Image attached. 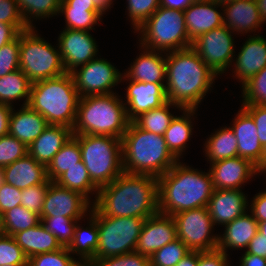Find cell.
I'll list each match as a JSON object with an SVG mask.
<instances>
[{
  "instance_id": "cell-1",
  "label": "cell",
  "mask_w": 266,
  "mask_h": 266,
  "mask_svg": "<svg viewBox=\"0 0 266 266\" xmlns=\"http://www.w3.org/2000/svg\"><path fill=\"white\" fill-rule=\"evenodd\" d=\"M158 178L123 172L99 188L94 206L109 217L149 218L158 213Z\"/></svg>"
},
{
  "instance_id": "cell-2",
  "label": "cell",
  "mask_w": 266,
  "mask_h": 266,
  "mask_svg": "<svg viewBox=\"0 0 266 266\" xmlns=\"http://www.w3.org/2000/svg\"><path fill=\"white\" fill-rule=\"evenodd\" d=\"M218 77L192 48L166 53L167 100L181 109H196Z\"/></svg>"
},
{
  "instance_id": "cell-3",
  "label": "cell",
  "mask_w": 266,
  "mask_h": 266,
  "mask_svg": "<svg viewBox=\"0 0 266 266\" xmlns=\"http://www.w3.org/2000/svg\"><path fill=\"white\" fill-rule=\"evenodd\" d=\"M213 191L210 171L206 173L178 161L158 177V212L173 216L194 208L207 207Z\"/></svg>"
},
{
  "instance_id": "cell-4",
  "label": "cell",
  "mask_w": 266,
  "mask_h": 266,
  "mask_svg": "<svg viewBox=\"0 0 266 266\" xmlns=\"http://www.w3.org/2000/svg\"><path fill=\"white\" fill-rule=\"evenodd\" d=\"M123 171L160 177L179 160L168 149L164 135L139 128L130 121L122 139Z\"/></svg>"
},
{
  "instance_id": "cell-5",
  "label": "cell",
  "mask_w": 266,
  "mask_h": 266,
  "mask_svg": "<svg viewBox=\"0 0 266 266\" xmlns=\"http://www.w3.org/2000/svg\"><path fill=\"white\" fill-rule=\"evenodd\" d=\"M80 95L71 73L33 82L28 106L40 113L49 125L73 129Z\"/></svg>"
},
{
  "instance_id": "cell-6",
  "label": "cell",
  "mask_w": 266,
  "mask_h": 266,
  "mask_svg": "<svg viewBox=\"0 0 266 266\" xmlns=\"http://www.w3.org/2000/svg\"><path fill=\"white\" fill-rule=\"evenodd\" d=\"M117 94V95H116ZM118 93L80 97L72 134L122 139L130 120Z\"/></svg>"
},
{
  "instance_id": "cell-7",
  "label": "cell",
  "mask_w": 266,
  "mask_h": 266,
  "mask_svg": "<svg viewBox=\"0 0 266 266\" xmlns=\"http://www.w3.org/2000/svg\"><path fill=\"white\" fill-rule=\"evenodd\" d=\"M73 136L78 140L89 177L98 188L110 184L124 172L121 139L88 134Z\"/></svg>"
},
{
  "instance_id": "cell-8",
  "label": "cell",
  "mask_w": 266,
  "mask_h": 266,
  "mask_svg": "<svg viewBox=\"0 0 266 266\" xmlns=\"http://www.w3.org/2000/svg\"><path fill=\"white\" fill-rule=\"evenodd\" d=\"M136 32L140 35V46L150 50L168 53L192 46L181 10L160 6Z\"/></svg>"
},
{
  "instance_id": "cell-9",
  "label": "cell",
  "mask_w": 266,
  "mask_h": 266,
  "mask_svg": "<svg viewBox=\"0 0 266 266\" xmlns=\"http://www.w3.org/2000/svg\"><path fill=\"white\" fill-rule=\"evenodd\" d=\"M90 213L96 219L99 235L93 260L135 252L145 218L105 216L94 205Z\"/></svg>"
},
{
  "instance_id": "cell-10",
  "label": "cell",
  "mask_w": 266,
  "mask_h": 266,
  "mask_svg": "<svg viewBox=\"0 0 266 266\" xmlns=\"http://www.w3.org/2000/svg\"><path fill=\"white\" fill-rule=\"evenodd\" d=\"M35 28L20 32L19 68L33 83L59 77L66 72L57 45L41 38Z\"/></svg>"
},
{
  "instance_id": "cell-11",
  "label": "cell",
  "mask_w": 266,
  "mask_h": 266,
  "mask_svg": "<svg viewBox=\"0 0 266 266\" xmlns=\"http://www.w3.org/2000/svg\"><path fill=\"white\" fill-rule=\"evenodd\" d=\"M179 238L190 251L207 252L217 249L218 234L207 207L194 208L173 215Z\"/></svg>"
},
{
  "instance_id": "cell-12",
  "label": "cell",
  "mask_w": 266,
  "mask_h": 266,
  "mask_svg": "<svg viewBox=\"0 0 266 266\" xmlns=\"http://www.w3.org/2000/svg\"><path fill=\"white\" fill-rule=\"evenodd\" d=\"M232 33L235 34L225 25H222L201 34L192 41L191 47L217 76L224 74L233 63L235 42Z\"/></svg>"
},
{
  "instance_id": "cell-13",
  "label": "cell",
  "mask_w": 266,
  "mask_h": 266,
  "mask_svg": "<svg viewBox=\"0 0 266 266\" xmlns=\"http://www.w3.org/2000/svg\"><path fill=\"white\" fill-rule=\"evenodd\" d=\"M78 67L70 73L80 97L114 93L113 88L123 82V73L107 59L97 57Z\"/></svg>"
},
{
  "instance_id": "cell-14",
  "label": "cell",
  "mask_w": 266,
  "mask_h": 266,
  "mask_svg": "<svg viewBox=\"0 0 266 266\" xmlns=\"http://www.w3.org/2000/svg\"><path fill=\"white\" fill-rule=\"evenodd\" d=\"M58 48L67 73L97 58L98 45L89 31L64 29L58 36Z\"/></svg>"
},
{
  "instance_id": "cell-15",
  "label": "cell",
  "mask_w": 266,
  "mask_h": 266,
  "mask_svg": "<svg viewBox=\"0 0 266 266\" xmlns=\"http://www.w3.org/2000/svg\"><path fill=\"white\" fill-rule=\"evenodd\" d=\"M90 206L92 204L80 193L50 181L40 217L84 218Z\"/></svg>"
},
{
  "instance_id": "cell-16",
  "label": "cell",
  "mask_w": 266,
  "mask_h": 266,
  "mask_svg": "<svg viewBox=\"0 0 266 266\" xmlns=\"http://www.w3.org/2000/svg\"><path fill=\"white\" fill-rule=\"evenodd\" d=\"M121 80L129 81V85L126 87V99L123 100V103L130 121H133L141 113L161 107L168 101L165 89L166 83L132 81L124 74Z\"/></svg>"
},
{
  "instance_id": "cell-17",
  "label": "cell",
  "mask_w": 266,
  "mask_h": 266,
  "mask_svg": "<svg viewBox=\"0 0 266 266\" xmlns=\"http://www.w3.org/2000/svg\"><path fill=\"white\" fill-rule=\"evenodd\" d=\"M175 239H177V226L174 217L158 212L146 218L135 252L150 257Z\"/></svg>"
},
{
  "instance_id": "cell-18",
  "label": "cell",
  "mask_w": 266,
  "mask_h": 266,
  "mask_svg": "<svg viewBox=\"0 0 266 266\" xmlns=\"http://www.w3.org/2000/svg\"><path fill=\"white\" fill-rule=\"evenodd\" d=\"M214 189H240L242 185L259 174L256 166L239 156L210 164Z\"/></svg>"
},
{
  "instance_id": "cell-19",
  "label": "cell",
  "mask_w": 266,
  "mask_h": 266,
  "mask_svg": "<svg viewBox=\"0 0 266 266\" xmlns=\"http://www.w3.org/2000/svg\"><path fill=\"white\" fill-rule=\"evenodd\" d=\"M218 8L223 10L215 0H196L183 11L186 30L191 41L223 25V12Z\"/></svg>"
},
{
  "instance_id": "cell-20",
  "label": "cell",
  "mask_w": 266,
  "mask_h": 266,
  "mask_svg": "<svg viewBox=\"0 0 266 266\" xmlns=\"http://www.w3.org/2000/svg\"><path fill=\"white\" fill-rule=\"evenodd\" d=\"M247 196L240 189H214L207 209L214 225L225 226L248 211Z\"/></svg>"
},
{
  "instance_id": "cell-21",
  "label": "cell",
  "mask_w": 266,
  "mask_h": 266,
  "mask_svg": "<svg viewBox=\"0 0 266 266\" xmlns=\"http://www.w3.org/2000/svg\"><path fill=\"white\" fill-rule=\"evenodd\" d=\"M232 72L243 85L251 77L266 67V39L262 35L253 34L246 39L240 52L234 55Z\"/></svg>"
},
{
  "instance_id": "cell-22",
  "label": "cell",
  "mask_w": 266,
  "mask_h": 266,
  "mask_svg": "<svg viewBox=\"0 0 266 266\" xmlns=\"http://www.w3.org/2000/svg\"><path fill=\"white\" fill-rule=\"evenodd\" d=\"M233 125V126H232ZM232 128L238 140V156L249 160L261 170L263 146L259 142L258 131L252 117L241 107L234 117Z\"/></svg>"
},
{
  "instance_id": "cell-23",
  "label": "cell",
  "mask_w": 266,
  "mask_h": 266,
  "mask_svg": "<svg viewBox=\"0 0 266 266\" xmlns=\"http://www.w3.org/2000/svg\"><path fill=\"white\" fill-rule=\"evenodd\" d=\"M222 8L223 25L236 34L255 33L264 24L255 0H235Z\"/></svg>"
},
{
  "instance_id": "cell-24",
  "label": "cell",
  "mask_w": 266,
  "mask_h": 266,
  "mask_svg": "<svg viewBox=\"0 0 266 266\" xmlns=\"http://www.w3.org/2000/svg\"><path fill=\"white\" fill-rule=\"evenodd\" d=\"M141 53L123 73L129 80L145 83L166 82V53L140 46ZM165 54V55H164Z\"/></svg>"
},
{
  "instance_id": "cell-25",
  "label": "cell",
  "mask_w": 266,
  "mask_h": 266,
  "mask_svg": "<svg viewBox=\"0 0 266 266\" xmlns=\"http://www.w3.org/2000/svg\"><path fill=\"white\" fill-rule=\"evenodd\" d=\"M2 169L5 183L21 190L30 186L48 184L50 182L47 176V167L39 164L29 154Z\"/></svg>"
},
{
  "instance_id": "cell-26",
  "label": "cell",
  "mask_w": 266,
  "mask_h": 266,
  "mask_svg": "<svg viewBox=\"0 0 266 266\" xmlns=\"http://www.w3.org/2000/svg\"><path fill=\"white\" fill-rule=\"evenodd\" d=\"M224 227V233L218 235L217 249L226 255L230 249H247L250 241L259 231L258 221L248 211Z\"/></svg>"
},
{
  "instance_id": "cell-27",
  "label": "cell",
  "mask_w": 266,
  "mask_h": 266,
  "mask_svg": "<svg viewBox=\"0 0 266 266\" xmlns=\"http://www.w3.org/2000/svg\"><path fill=\"white\" fill-rule=\"evenodd\" d=\"M72 129L62 125H48L28 147V154L39 164L48 166L53 157L72 136Z\"/></svg>"
},
{
  "instance_id": "cell-28",
  "label": "cell",
  "mask_w": 266,
  "mask_h": 266,
  "mask_svg": "<svg viewBox=\"0 0 266 266\" xmlns=\"http://www.w3.org/2000/svg\"><path fill=\"white\" fill-rule=\"evenodd\" d=\"M47 120L28 105L17 112L12 109L9 119V135L23 142L27 147L37 139L48 126Z\"/></svg>"
},
{
  "instance_id": "cell-29",
  "label": "cell",
  "mask_w": 266,
  "mask_h": 266,
  "mask_svg": "<svg viewBox=\"0 0 266 266\" xmlns=\"http://www.w3.org/2000/svg\"><path fill=\"white\" fill-rule=\"evenodd\" d=\"M60 13L65 18L64 29L89 32L95 29L94 25L99 24L103 16L90 0H61Z\"/></svg>"
},
{
  "instance_id": "cell-30",
  "label": "cell",
  "mask_w": 266,
  "mask_h": 266,
  "mask_svg": "<svg viewBox=\"0 0 266 266\" xmlns=\"http://www.w3.org/2000/svg\"><path fill=\"white\" fill-rule=\"evenodd\" d=\"M16 243L29 258L61 249L57 238L40 222L38 225L22 230L13 235Z\"/></svg>"
},
{
  "instance_id": "cell-31",
  "label": "cell",
  "mask_w": 266,
  "mask_h": 266,
  "mask_svg": "<svg viewBox=\"0 0 266 266\" xmlns=\"http://www.w3.org/2000/svg\"><path fill=\"white\" fill-rule=\"evenodd\" d=\"M181 111L183 114L174 116L164 133L168 149L179 161L192 136L193 122L191 119H194L193 116L197 114L196 109H182Z\"/></svg>"
},
{
  "instance_id": "cell-32",
  "label": "cell",
  "mask_w": 266,
  "mask_h": 266,
  "mask_svg": "<svg viewBox=\"0 0 266 266\" xmlns=\"http://www.w3.org/2000/svg\"><path fill=\"white\" fill-rule=\"evenodd\" d=\"M88 214L89 225L84 228L77 222L72 244L68 248L73 256H79L78 260L83 266L95 258L99 238L96 219L90 212Z\"/></svg>"
},
{
  "instance_id": "cell-33",
  "label": "cell",
  "mask_w": 266,
  "mask_h": 266,
  "mask_svg": "<svg viewBox=\"0 0 266 266\" xmlns=\"http://www.w3.org/2000/svg\"><path fill=\"white\" fill-rule=\"evenodd\" d=\"M238 140L232 128L221 127L205 141V156L210 164L213 162L238 156Z\"/></svg>"
},
{
  "instance_id": "cell-34",
  "label": "cell",
  "mask_w": 266,
  "mask_h": 266,
  "mask_svg": "<svg viewBox=\"0 0 266 266\" xmlns=\"http://www.w3.org/2000/svg\"><path fill=\"white\" fill-rule=\"evenodd\" d=\"M32 82L20 70H15L0 78V104L13 106V102L23 99L21 106L28 105Z\"/></svg>"
},
{
  "instance_id": "cell-35",
  "label": "cell",
  "mask_w": 266,
  "mask_h": 266,
  "mask_svg": "<svg viewBox=\"0 0 266 266\" xmlns=\"http://www.w3.org/2000/svg\"><path fill=\"white\" fill-rule=\"evenodd\" d=\"M59 186L76 191L83 195L92 205L97 199L99 188L92 182L88 171L81 160L78 165L72 166L56 181ZM95 199L90 200V194L94 195Z\"/></svg>"
},
{
  "instance_id": "cell-36",
  "label": "cell",
  "mask_w": 266,
  "mask_h": 266,
  "mask_svg": "<svg viewBox=\"0 0 266 266\" xmlns=\"http://www.w3.org/2000/svg\"><path fill=\"white\" fill-rule=\"evenodd\" d=\"M81 161V151L78 140L72 135L53 157L47 166V176L51 182H55L72 166L78 165Z\"/></svg>"
},
{
  "instance_id": "cell-37",
  "label": "cell",
  "mask_w": 266,
  "mask_h": 266,
  "mask_svg": "<svg viewBox=\"0 0 266 266\" xmlns=\"http://www.w3.org/2000/svg\"><path fill=\"white\" fill-rule=\"evenodd\" d=\"M170 107H176L180 111L182 110L178 105H174L167 101L159 108L141 113L133 122L144 131L153 132L157 135H164L165 130L169 127L171 120L175 116L170 112Z\"/></svg>"
},
{
  "instance_id": "cell-38",
  "label": "cell",
  "mask_w": 266,
  "mask_h": 266,
  "mask_svg": "<svg viewBox=\"0 0 266 266\" xmlns=\"http://www.w3.org/2000/svg\"><path fill=\"white\" fill-rule=\"evenodd\" d=\"M40 222L41 218L39 214L19 205L6 211L1 216L0 232L13 236L19 231L38 225Z\"/></svg>"
},
{
  "instance_id": "cell-39",
  "label": "cell",
  "mask_w": 266,
  "mask_h": 266,
  "mask_svg": "<svg viewBox=\"0 0 266 266\" xmlns=\"http://www.w3.org/2000/svg\"><path fill=\"white\" fill-rule=\"evenodd\" d=\"M24 22L29 28H35L33 19L59 16L61 0H16ZM33 18V19H32ZM32 19V20H31Z\"/></svg>"
},
{
  "instance_id": "cell-40",
  "label": "cell",
  "mask_w": 266,
  "mask_h": 266,
  "mask_svg": "<svg viewBox=\"0 0 266 266\" xmlns=\"http://www.w3.org/2000/svg\"><path fill=\"white\" fill-rule=\"evenodd\" d=\"M41 223L53 234L61 247L69 248L72 244L77 222L83 218L40 217Z\"/></svg>"
},
{
  "instance_id": "cell-41",
  "label": "cell",
  "mask_w": 266,
  "mask_h": 266,
  "mask_svg": "<svg viewBox=\"0 0 266 266\" xmlns=\"http://www.w3.org/2000/svg\"><path fill=\"white\" fill-rule=\"evenodd\" d=\"M241 105L266 106V67L242 85Z\"/></svg>"
},
{
  "instance_id": "cell-42",
  "label": "cell",
  "mask_w": 266,
  "mask_h": 266,
  "mask_svg": "<svg viewBox=\"0 0 266 266\" xmlns=\"http://www.w3.org/2000/svg\"><path fill=\"white\" fill-rule=\"evenodd\" d=\"M189 252L187 246L177 238L149 257L150 266H175Z\"/></svg>"
},
{
  "instance_id": "cell-43",
  "label": "cell",
  "mask_w": 266,
  "mask_h": 266,
  "mask_svg": "<svg viewBox=\"0 0 266 266\" xmlns=\"http://www.w3.org/2000/svg\"><path fill=\"white\" fill-rule=\"evenodd\" d=\"M27 266H83L68 248L35 255L28 259Z\"/></svg>"
},
{
  "instance_id": "cell-44",
  "label": "cell",
  "mask_w": 266,
  "mask_h": 266,
  "mask_svg": "<svg viewBox=\"0 0 266 266\" xmlns=\"http://www.w3.org/2000/svg\"><path fill=\"white\" fill-rule=\"evenodd\" d=\"M28 257L16 243L13 236L0 232V266L2 265H27Z\"/></svg>"
},
{
  "instance_id": "cell-45",
  "label": "cell",
  "mask_w": 266,
  "mask_h": 266,
  "mask_svg": "<svg viewBox=\"0 0 266 266\" xmlns=\"http://www.w3.org/2000/svg\"><path fill=\"white\" fill-rule=\"evenodd\" d=\"M28 147L11 135L0 137V167L3 168L25 157Z\"/></svg>"
},
{
  "instance_id": "cell-46",
  "label": "cell",
  "mask_w": 266,
  "mask_h": 266,
  "mask_svg": "<svg viewBox=\"0 0 266 266\" xmlns=\"http://www.w3.org/2000/svg\"><path fill=\"white\" fill-rule=\"evenodd\" d=\"M127 4L128 17L136 31L160 7V0H127Z\"/></svg>"
},
{
  "instance_id": "cell-47",
  "label": "cell",
  "mask_w": 266,
  "mask_h": 266,
  "mask_svg": "<svg viewBox=\"0 0 266 266\" xmlns=\"http://www.w3.org/2000/svg\"><path fill=\"white\" fill-rule=\"evenodd\" d=\"M20 33L0 48V78L19 68Z\"/></svg>"
},
{
  "instance_id": "cell-48",
  "label": "cell",
  "mask_w": 266,
  "mask_h": 266,
  "mask_svg": "<svg viewBox=\"0 0 266 266\" xmlns=\"http://www.w3.org/2000/svg\"><path fill=\"white\" fill-rule=\"evenodd\" d=\"M87 266H150V258L137 252L92 260Z\"/></svg>"
},
{
  "instance_id": "cell-49",
  "label": "cell",
  "mask_w": 266,
  "mask_h": 266,
  "mask_svg": "<svg viewBox=\"0 0 266 266\" xmlns=\"http://www.w3.org/2000/svg\"><path fill=\"white\" fill-rule=\"evenodd\" d=\"M48 184H39L22 189L21 205L37 214H41Z\"/></svg>"
},
{
  "instance_id": "cell-50",
  "label": "cell",
  "mask_w": 266,
  "mask_h": 266,
  "mask_svg": "<svg viewBox=\"0 0 266 266\" xmlns=\"http://www.w3.org/2000/svg\"><path fill=\"white\" fill-rule=\"evenodd\" d=\"M0 22L13 25L19 32L29 29L16 0H0Z\"/></svg>"
},
{
  "instance_id": "cell-51",
  "label": "cell",
  "mask_w": 266,
  "mask_h": 266,
  "mask_svg": "<svg viewBox=\"0 0 266 266\" xmlns=\"http://www.w3.org/2000/svg\"><path fill=\"white\" fill-rule=\"evenodd\" d=\"M21 189L13 185L3 183L0 187V216L6 211L21 205Z\"/></svg>"
},
{
  "instance_id": "cell-52",
  "label": "cell",
  "mask_w": 266,
  "mask_h": 266,
  "mask_svg": "<svg viewBox=\"0 0 266 266\" xmlns=\"http://www.w3.org/2000/svg\"><path fill=\"white\" fill-rule=\"evenodd\" d=\"M252 117L258 131L260 144L266 145V106L264 105H241Z\"/></svg>"
},
{
  "instance_id": "cell-53",
  "label": "cell",
  "mask_w": 266,
  "mask_h": 266,
  "mask_svg": "<svg viewBox=\"0 0 266 266\" xmlns=\"http://www.w3.org/2000/svg\"><path fill=\"white\" fill-rule=\"evenodd\" d=\"M197 266H230L228 255L216 249L207 252H198Z\"/></svg>"
},
{
  "instance_id": "cell-54",
  "label": "cell",
  "mask_w": 266,
  "mask_h": 266,
  "mask_svg": "<svg viewBox=\"0 0 266 266\" xmlns=\"http://www.w3.org/2000/svg\"><path fill=\"white\" fill-rule=\"evenodd\" d=\"M248 212L258 221V223L266 220V190L258 192L250 203Z\"/></svg>"
},
{
  "instance_id": "cell-55",
  "label": "cell",
  "mask_w": 266,
  "mask_h": 266,
  "mask_svg": "<svg viewBox=\"0 0 266 266\" xmlns=\"http://www.w3.org/2000/svg\"><path fill=\"white\" fill-rule=\"evenodd\" d=\"M245 252L266 258V238L258 231Z\"/></svg>"
},
{
  "instance_id": "cell-56",
  "label": "cell",
  "mask_w": 266,
  "mask_h": 266,
  "mask_svg": "<svg viewBox=\"0 0 266 266\" xmlns=\"http://www.w3.org/2000/svg\"><path fill=\"white\" fill-rule=\"evenodd\" d=\"M19 33L13 25L0 22V48L13 41Z\"/></svg>"
},
{
  "instance_id": "cell-57",
  "label": "cell",
  "mask_w": 266,
  "mask_h": 266,
  "mask_svg": "<svg viewBox=\"0 0 266 266\" xmlns=\"http://www.w3.org/2000/svg\"><path fill=\"white\" fill-rule=\"evenodd\" d=\"M13 106L0 104V137L9 133V119Z\"/></svg>"
},
{
  "instance_id": "cell-58",
  "label": "cell",
  "mask_w": 266,
  "mask_h": 266,
  "mask_svg": "<svg viewBox=\"0 0 266 266\" xmlns=\"http://www.w3.org/2000/svg\"><path fill=\"white\" fill-rule=\"evenodd\" d=\"M239 262V266H266V258L246 252L242 255Z\"/></svg>"
},
{
  "instance_id": "cell-59",
  "label": "cell",
  "mask_w": 266,
  "mask_h": 266,
  "mask_svg": "<svg viewBox=\"0 0 266 266\" xmlns=\"http://www.w3.org/2000/svg\"><path fill=\"white\" fill-rule=\"evenodd\" d=\"M192 2V0H160V6L184 11Z\"/></svg>"
},
{
  "instance_id": "cell-60",
  "label": "cell",
  "mask_w": 266,
  "mask_h": 266,
  "mask_svg": "<svg viewBox=\"0 0 266 266\" xmlns=\"http://www.w3.org/2000/svg\"><path fill=\"white\" fill-rule=\"evenodd\" d=\"M198 251H190L175 266H197Z\"/></svg>"
},
{
  "instance_id": "cell-61",
  "label": "cell",
  "mask_w": 266,
  "mask_h": 266,
  "mask_svg": "<svg viewBox=\"0 0 266 266\" xmlns=\"http://www.w3.org/2000/svg\"><path fill=\"white\" fill-rule=\"evenodd\" d=\"M94 6L104 15L105 12L111 8L112 2L110 0H90Z\"/></svg>"
},
{
  "instance_id": "cell-62",
  "label": "cell",
  "mask_w": 266,
  "mask_h": 266,
  "mask_svg": "<svg viewBox=\"0 0 266 266\" xmlns=\"http://www.w3.org/2000/svg\"><path fill=\"white\" fill-rule=\"evenodd\" d=\"M259 9L262 22L266 23V0H255Z\"/></svg>"
},
{
  "instance_id": "cell-63",
  "label": "cell",
  "mask_w": 266,
  "mask_h": 266,
  "mask_svg": "<svg viewBox=\"0 0 266 266\" xmlns=\"http://www.w3.org/2000/svg\"><path fill=\"white\" fill-rule=\"evenodd\" d=\"M259 232L266 238V220L258 223Z\"/></svg>"
},
{
  "instance_id": "cell-64",
  "label": "cell",
  "mask_w": 266,
  "mask_h": 266,
  "mask_svg": "<svg viewBox=\"0 0 266 266\" xmlns=\"http://www.w3.org/2000/svg\"><path fill=\"white\" fill-rule=\"evenodd\" d=\"M266 168V145L263 147V153L261 158V169Z\"/></svg>"
},
{
  "instance_id": "cell-65",
  "label": "cell",
  "mask_w": 266,
  "mask_h": 266,
  "mask_svg": "<svg viewBox=\"0 0 266 266\" xmlns=\"http://www.w3.org/2000/svg\"><path fill=\"white\" fill-rule=\"evenodd\" d=\"M5 182L3 169L0 167V187Z\"/></svg>"
},
{
  "instance_id": "cell-66",
  "label": "cell",
  "mask_w": 266,
  "mask_h": 266,
  "mask_svg": "<svg viewBox=\"0 0 266 266\" xmlns=\"http://www.w3.org/2000/svg\"><path fill=\"white\" fill-rule=\"evenodd\" d=\"M216 2H218L221 6L227 4V3H231L235 0H215Z\"/></svg>"
},
{
  "instance_id": "cell-67",
  "label": "cell",
  "mask_w": 266,
  "mask_h": 266,
  "mask_svg": "<svg viewBox=\"0 0 266 266\" xmlns=\"http://www.w3.org/2000/svg\"><path fill=\"white\" fill-rule=\"evenodd\" d=\"M261 173H263L265 175L266 174V168H262L261 170H259V175H261Z\"/></svg>"
},
{
  "instance_id": "cell-68",
  "label": "cell",
  "mask_w": 266,
  "mask_h": 266,
  "mask_svg": "<svg viewBox=\"0 0 266 266\" xmlns=\"http://www.w3.org/2000/svg\"><path fill=\"white\" fill-rule=\"evenodd\" d=\"M2 266H27V265H14V264H10V265H2Z\"/></svg>"
}]
</instances>
